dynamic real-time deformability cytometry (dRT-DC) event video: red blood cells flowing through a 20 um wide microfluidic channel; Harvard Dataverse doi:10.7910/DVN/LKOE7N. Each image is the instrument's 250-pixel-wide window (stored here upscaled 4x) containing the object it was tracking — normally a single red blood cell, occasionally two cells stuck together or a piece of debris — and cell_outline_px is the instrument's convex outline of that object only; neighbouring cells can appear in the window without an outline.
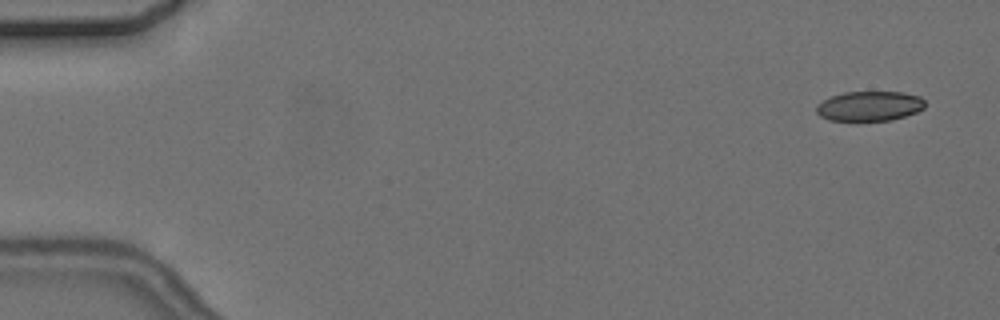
{"species": "common noctule bat (a hibernating species)", "species_latin": "Nyctalus noctula", "temperature_condition": "cold", "stored_images_in_passage": 4, "camera_frame_rate_fps": 3000, "um_per_image_px": 0.085, "animal": {"sex": "female", "body_mass_g": 24.6, "forearm_length_mm": 56.2}, "frame": {"image": 1, "passage_image": 1, "time_ms": 0.0, "image_size_px": [1000, 320], "cell_outline_px": [[924, 108], [916, 112], [892, 120], [828, 120], [820, 116], [816, 112], [816, 104], [832, 96], [844, 92], [904, 92], [920, 96], [924, 100]], "centroid_in_image_um": [73.9, 9.01], "position_along_channel_um": 11.1, "area_um2": 18.79}}
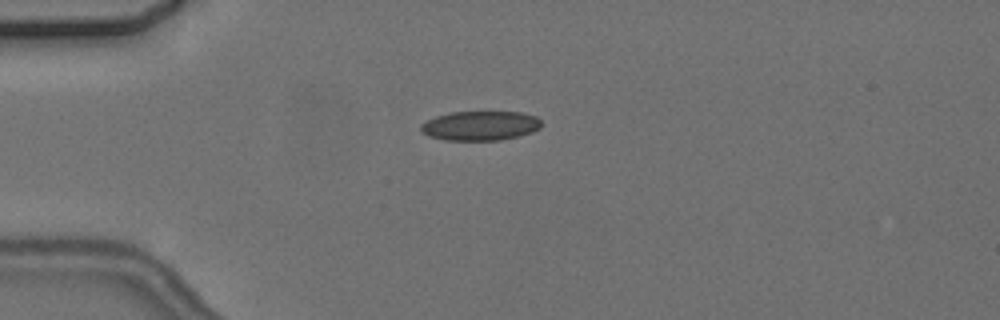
{"frame": {"image": 2, "passage_image": 4, "time_ms": 4.0, "image_size_px": [1000, 320], "cell_outline_px": [[540, 128], [532, 132], [520, 136], [500, 140], [444, 140], [428, 136], [420, 128], [420, 124], [436, 116], [452, 112], [520, 112], [536, 116], [540, 120]], "centroid_in_image_um": [40.83, 10.69], "position_along_channel_um": 44.2, "area_um2": 20.63}}